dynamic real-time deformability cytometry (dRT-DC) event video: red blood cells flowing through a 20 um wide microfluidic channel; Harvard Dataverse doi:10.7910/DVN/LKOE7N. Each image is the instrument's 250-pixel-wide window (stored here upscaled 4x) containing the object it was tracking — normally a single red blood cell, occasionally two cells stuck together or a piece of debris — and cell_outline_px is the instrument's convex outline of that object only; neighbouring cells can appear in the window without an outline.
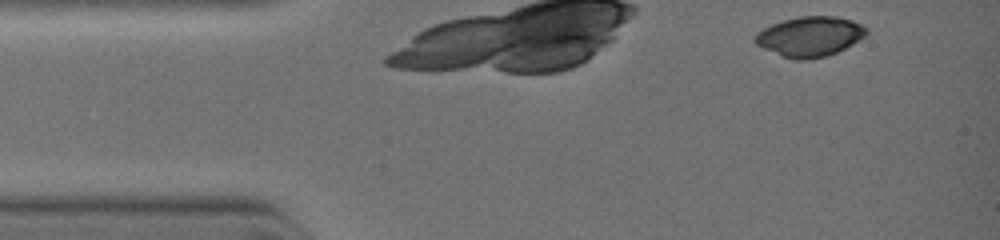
{"species": "common noctule bat (a hibernating species)", "species_latin": "Nyctalus noctula", "temperature_condition": "warm", "stored_images_in_passage": 3, "camera_frame_rate_fps": 3000, "um_per_image_px": 0.085, "animal": {"sex": "female", "body_mass_g": 19.0, "forearm_length_mm": 51.5}, "frame": {"image": 1, "passage_image": 1, "time_ms": 0.0, "image_size_px": [1000, 240], "cell_outline_px": [[868, 32], [864, 36], [852, 44], [828, 56], [808, 60], [796, 60], [780, 56], [756, 44], [752, 40], [752, 36], [756, 32], [772, 24], [784, 20], [800, 16], [836, 16], [852, 20], [868, 28]], "centroid_in_image_um": [68.81, 3.11], "position_along_channel_um": 16.2, "area_um2": 26.07}}